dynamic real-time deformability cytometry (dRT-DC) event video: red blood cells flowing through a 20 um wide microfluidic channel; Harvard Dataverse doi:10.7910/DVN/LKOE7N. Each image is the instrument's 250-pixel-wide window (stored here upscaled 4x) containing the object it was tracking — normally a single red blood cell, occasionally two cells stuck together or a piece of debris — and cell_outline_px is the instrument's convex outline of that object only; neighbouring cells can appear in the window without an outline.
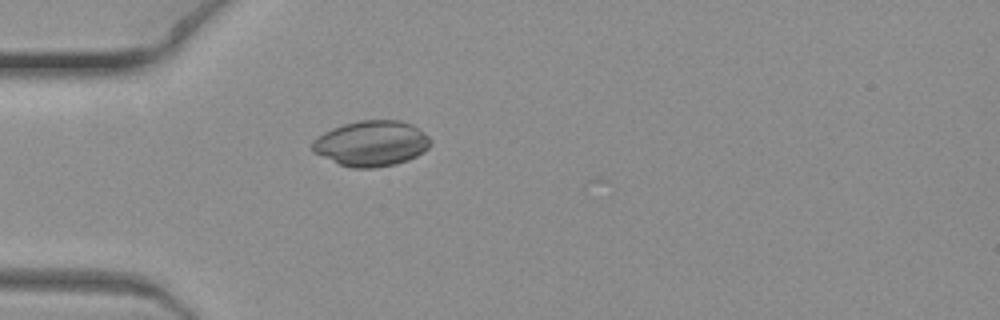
{"species": "common noctule bat (a hibernating species)", "species_latin": "Nyctalus noctula", "temperature_condition": "warm", "stored_images_in_passage": 4, "camera_frame_rate_fps": 3000, "um_per_image_px": 0.085, "animal": {"sex": "female", "body_mass_g": 19.3, "forearm_length_mm": 54.1}, "frame": {"image": 1, "passage_image": 1, "time_ms": 0.0, "image_size_px": [1000, 320], "cell_outline_px": [[432, 144], [424, 152], [408, 160], [396, 164], [372, 168], [352, 168], [340, 164], [312, 152], [312, 140], [324, 132], [332, 128], [344, 124], [360, 120], [400, 120], [412, 124], [424, 132], [432, 140]], "centroid_in_image_um": [31.59, 12.19], "position_along_channel_um": 53.4, "area_um2": 31.5}}
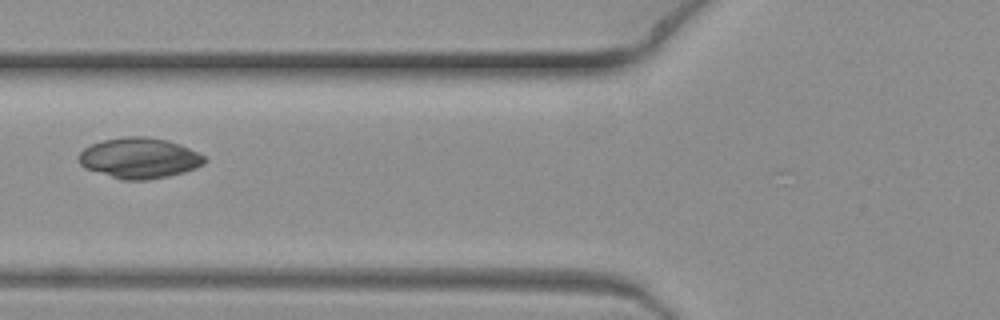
{"frame": {"image": 2, "passage_image": 3, "time_ms": 0.667, "image_size_px": [1000, 320], "cell_outline_px": [[208, 160], [204, 164], [196, 168], [184, 172], [168, 176], [148, 180], [120, 180], [84, 168], [80, 164], [76, 156], [84, 148], [92, 144], [104, 140], [124, 136], [144, 136], [168, 140], [180, 144], [204, 156]], "centroid_in_image_um": [11.82, 13.44], "position_along_channel_um": 114.0, "area_um2": 30.0}}